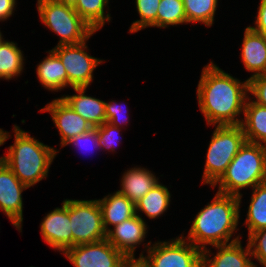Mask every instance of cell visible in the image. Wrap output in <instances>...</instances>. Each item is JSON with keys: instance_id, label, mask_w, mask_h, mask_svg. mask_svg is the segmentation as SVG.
<instances>
[{"instance_id": "obj_5", "label": "cell", "mask_w": 266, "mask_h": 267, "mask_svg": "<svg viewBox=\"0 0 266 267\" xmlns=\"http://www.w3.org/2000/svg\"><path fill=\"white\" fill-rule=\"evenodd\" d=\"M245 142L246 138L240 125H215L206 153L202 183L212 187L226 172Z\"/></svg>"}, {"instance_id": "obj_16", "label": "cell", "mask_w": 266, "mask_h": 267, "mask_svg": "<svg viewBox=\"0 0 266 267\" xmlns=\"http://www.w3.org/2000/svg\"><path fill=\"white\" fill-rule=\"evenodd\" d=\"M240 57L246 70L253 73L249 78L266 74V38L249 26L244 32Z\"/></svg>"}, {"instance_id": "obj_19", "label": "cell", "mask_w": 266, "mask_h": 267, "mask_svg": "<svg viewBox=\"0 0 266 267\" xmlns=\"http://www.w3.org/2000/svg\"><path fill=\"white\" fill-rule=\"evenodd\" d=\"M97 201L101 207L103 226L106 232L111 229L109 226L114 227L136 214L135 204L117 191Z\"/></svg>"}, {"instance_id": "obj_25", "label": "cell", "mask_w": 266, "mask_h": 267, "mask_svg": "<svg viewBox=\"0 0 266 267\" xmlns=\"http://www.w3.org/2000/svg\"><path fill=\"white\" fill-rule=\"evenodd\" d=\"M108 4L109 0H77L73 8L92 30L97 32L106 21L111 20L109 13L104 12Z\"/></svg>"}, {"instance_id": "obj_27", "label": "cell", "mask_w": 266, "mask_h": 267, "mask_svg": "<svg viewBox=\"0 0 266 267\" xmlns=\"http://www.w3.org/2000/svg\"><path fill=\"white\" fill-rule=\"evenodd\" d=\"M187 24L183 0H161L157 12V27Z\"/></svg>"}, {"instance_id": "obj_23", "label": "cell", "mask_w": 266, "mask_h": 267, "mask_svg": "<svg viewBox=\"0 0 266 267\" xmlns=\"http://www.w3.org/2000/svg\"><path fill=\"white\" fill-rule=\"evenodd\" d=\"M23 51L17 43L3 40L0 44V78L11 80L23 72L24 57Z\"/></svg>"}, {"instance_id": "obj_13", "label": "cell", "mask_w": 266, "mask_h": 267, "mask_svg": "<svg viewBox=\"0 0 266 267\" xmlns=\"http://www.w3.org/2000/svg\"><path fill=\"white\" fill-rule=\"evenodd\" d=\"M40 112H49L51 115L52 121L60 134L61 147L73 137L93 128L88 121L77 114L61 97L46 104Z\"/></svg>"}, {"instance_id": "obj_24", "label": "cell", "mask_w": 266, "mask_h": 267, "mask_svg": "<svg viewBox=\"0 0 266 267\" xmlns=\"http://www.w3.org/2000/svg\"><path fill=\"white\" fill-rule=\"evenodd\" d=\"M252 190L245 220L248 236L252 232L266 228V182L256 185Z\"/></svg>"}, {"instance_id": "obj_12", "label": "cell", "mask_w": 266, "mask_h": 267, "mask_svg": "<svg viewBox=\"0 0 266 267\" xmlns=\"http://www.w3.org/2000/svg\"><path fill=\"white\" fill-rule=\"evenodd\" d=\"M43 240L55 250L63 253L72 247L70 224V199H65L62 207L49 212L40 224Z\"/></svg>"}, {"instance_id": "obj_18", "label": "cell", "mask_w": 266, "mask_h": 267, "mask_svg": "<svg viewBox=\"0 0 266 267\" xmlns=\"http://www.w3.org/2000/svg\"><path fill=\"white\" fill-rule=\"evenodd\" d=\"M156 175L146 168L134 167L125 171L121 179V189L117 192L136 204L159 181Z\"/></svg>"}, {"instance_id": "obj_9", "label": "cell", "mask_w": 266, "mask_h": 267, "mask_svg": "<svg viewBox=\"0 0 266 267\" xmlns=\"http://www.w3.org/2000/svg\"><path fill=\"white\" fill-rule=\"evenodd\" d=\"M87 41L88 39L79 44L60 45L52 49L66 70L68 87H89L93 81L94 69L103 63L102 59L90 56L86 52Z\"/></svg>"}, {"instance_id": "obj_28", "label": "cell", "mask_w": 266, "mask_h": 267, "mask_svg": "<svg viewBox=\"0 0 266 267\" xmlns=\"http://www.w3.org/2000/svg\"><path fill=\"white\" fill-rule=\"evenodd\" d=\"M160 2L161 0H135L140 19L132 23L129 33L138 32L146 27H157V12Z\"/></svg>"}, {"instance_id": "obj_20", "label": "cell", "mask_w": 266, "mask_h": 267, "mask_svg": "<svg viewBox=\"0 0 266 267\" xmlns=\"http://www.w3.org/2000/svg\"><path fill=\"white\" fill-rule=\"evenodd\" d=\"M241 128L247 142L266 146V107L258 105L249 97L245 103Z\"/></svg>"}, {"instance_id": "obj_10", "label": "cell", "mask_w": 266, "mask_h": 267, "mask_svg": "<svg viewBox=\"0 0 266 267\" xmlns=\"http://www.w3.org/2000/svg\"><path fill=\"white\" fill-rule=\"evenodd\" d=\"M63 255L74 267H121L127 258L107 239L70 247Z\"/></svg>"}, {"instance_id": "obj_39", "label": "cell", "mask_w": 266, "mask_h": 267, "mask_svg": "<svg viewBox=\"0 0 266 267\" xmlns=\"http://www.w3.org/2000/svg\"><path fill=\"white\" fill-rule=\"evenodd\" d=\"M3 35H2V33H1V31H0V44L3 42V40H4V38L2 37Z\"/></svg>"}, {"instance_id": "obj_8", "label": "cell", "mask_w": 266, "mask_h": 267, "mask_svg": "<svg viewBox=\"0 0 266 267\" xmlns=\"http://www.w3.org/2000/svg\"><path fill=\"white\" fill-rule=\"evenodd\" d=\"M70 224L72 247L98 242L107 238V232L103 226L101 207L97 199H70Z\"/></svg>"}, {"instance_id": "obj_37", "label": "cell", "mask_w": 266, "mask_h": 267, "mask_svg": "<svg viewBox=\"0 0 266 267\" xmlns=\"http://www.w3.org/2000/svg\"><path fill=\"white\" fill-rule=\"evenodd\" d=\"M10 137V134L8 131H4L0 128V146L5 143V141Z\"/></svg>"}, {"instance_id": "obj_26", "label": "cell", "mask_w": 266, "mask_h": 267, "mask_svg": "<svg viewBox=\"0 0 266 267\" xmlns=\"http://www.w3.org/2000/svg\"><path fill=\"white\" fill-rule=\"evenodd\" d=\"M217 3L218 0H183L187 24L200 22L207 27L212 26Z\"/></svg>"}, {"instance_id": "obj_11", "label": "cell", "mask_w": 266, "mask_h": 267, "mask_svg": "<svg viewBox=\"0 0 266 267\" xmlns=\"http://www.w3.org/2000/svg\"><path fill=\"white\" fill-rule=\"evenodd\" d=\"M27 188L0 158V210L20 232L23 222L22 192Z\"/></svg>"}, {"instance_id": "obj_34", "label": "cell", "mask_w": 266, "mask_h": 267, "mask_svg": "<svg viewBox=\"0 0 266 267\" xmlns=\"http://www.w3.org/2000/svg\"><path fill=\"white\" fill-rule=\"evenodd\" d=\"M255 27L249 26L253 31L263 35L266 38V0H261L258 6Z\"/></svg>"}, {"instance_id": "obj_31", "label": "cell", "mask_w": 266, "mask_h": 267, "mask_svg": "<svg viewBox=\"0 0 266 267\" xmlns=\"http://www.w3.org/2000/svg\"><path fill=\"white\" fill-rule=\"evenodd\" d=\"M69 144H73V146H75L76 148H78L82 152H83V150L85 152H88L89 149H91V152H92V150L94 148L99 149L100 145H99V137L97 134V127H93L89 131L73 137L71 140L66 142L63 147H65ZM89 152H90V150H89Z\"/></svg>"}, {"instance_id": "obj_17", "label": "cell", "mask_w": 266, "mask_h": 267, "mask_svg": "<svg viewBox=\"0 0 266 267\" xmlns=\"http://www.w3.org/2000/svg\"><path fill=\"white\" fill-rule=\"evenodd\" d=\"M87 87H75L74 95H63L61 98L73 110L88 121L92 127H98L106 122L105 101L85 95Z\"/></svg>"}, {"instance_id": "obj_4", "label": "cell", "mask_w": 266, "mask_h": 267, "mask_svg": "<svg viewBox=\"0 0 266 267\" xmlns=\"http://www.w3.org/2000/svg\"><path fill=\"white\" fill-rule=\"evenodd\" d=\"M266 182V146L245 142L233 158L218 184V191L223 194L238 196L240 201L244 188H254Z\"/></svg>"}, {"instance_id": "obj_35", "label": "cell", "mask_w": 266, "mask_h": 267, "mask_svg": "<svg viewBox=\"0 0 266 267\" xmlns=\"http://www.w3.org/2000/svg\"><path fill=\"white\" fill-rule=\"evenodd\" d=\"M16 3V0H0V21H5L13 15Z\"/></svg>"}, {"instance_id": "obj_3", "label": "cell", "mask_w": 266, "mask_h": 267, "mask_svg": "<svg viewBox=\"0 0 266 267\" xmlns=\"http://www.w3.org/2000/svg\"><path fill=\"white\" fill-rule=\"evenodd\" d=\"M13 132L15 141L1 159L30 188L48 176L58 151L30 136L29 132L21 130L16 124Z\"/></svg>"}, {"instance_id": "obj_36", "label": "cell", "mask_w": 266, "mask_h": 267, "mask_svg": "<svg viewBox=\"0 0 266 267\" xmlns=\"http://www.w3.org/2000/svg\"><path fill=\"white\" fill-rule=\"evenodd\" d=\"M121 267H149V265L143 257L139 256L138 259L135 257H127L121 264Z\"/></svg>"}, {"instance_id": "obj_7", "label": "cell", "mask_w": 266, "mask_h": 267, "mask_svg": "<svg viewBox=\"0 0 266 267\" xmlns=\"http://www.w3.org/2000/svg\"><path fill=\"white\" fill-rule=\"evenodd\" d=\"M146 245L147 255L141 252L140 257L149 267H202V250L184 239L183 233L170 241Z\"/></svg>"}, {"instance_id": "obj_38", "label": "cell", "mask_w": 266, "mask_h": 267, "mask_svg": "<svg viewBox=\"0 0 266 267\" xmlns=\"http://www.w3.org/2000/svg\"><path fill=\"white\" fill-rule=\"evenodd\" d=\"M57 2L63 3L65 5L74 6L77 2V0H55Z\"/></svg>"}, {"instance_id": "obj_29", "label": "cell", "mask_w": 266, "mask_h": 267, "mask_svg": "<svg viewBox=\"0 0 266 267\" xmlns=\"http://www.w3.org/2000/svg\"><path fill=\"white\" fill-rule=\"evenodd\" d=\"M122 128L104 122L97 127V134L99 137V145L102 150H109L115 152L116 147L120 144L119 135Z\"/></svg>"}, {"instance_id": "obj_15", "label": "cell", "mask_w": 266, "mask_h": 267, "mask_svg": "<svg viewBox=\"0 0 266 267\" xmlns=\"http://www.w3.org/2000/svg\"><path fill=\"white\" fill-rule=\"evenodd\" d=\"M218 252L210 258L211 250H202V267H257L253 262L249 244L245 249L241 240L232 243L214 245Z\"/></svg>"}, {"instance_id": "obj_1", "label": "cell", "mask_w": 266, "mask_h": 267, "mask_svg": "<svg viewBox=\"0 0 266 267\" xmlns=\"http://www.w3.org/2000/svg\"><path fill=\"white\" fill-rule=\"evenodd\" d=\"M234 78L212 61L204 66L197 88V100L207 125H240L249 97L248 79Z\"/></svg>"}, {"instance_id": "obj_30", "label": "cell", "mask_w": 266, "mask_h": 267, "mask_svg": "<svg viewBox=\"0 0 266 267\" xmlns=\"http://www.w3.org/2000/svg\"><path fill=\"white\" fill-rule=\"evenodd\" d=\"M247 239L252 258L266 267V228L252 232Z\"/></svg>"}, {"instance_id": "obj_22", "label": "cell", "mask_w": 266, "mask_h": 267, "mask_svg": "<svg viewBox=\"0 0 266 267\" xmlns=\"http://www.w3.org/2000/svg\"><path fill=\"white\" fill-rule=\"evenodd\" d=\"M171 194L168 188L157 183L146 195L135 204V211L145 213L149 219H155L168 210Z\"/></svg>"}, {"instance_id": "obj_6", "label": "cell", "mask_w": 266, "mask_h": 267, "mask_svg": "<svg viewBox=\"0 0 266 267\" xmlns=\"http://www.w3.org/2000/svg\"><path fill=\"white\" fill-rule=\"evenodd\" d=\"M37 9L45 27L60 36V45L79 44L95 32L72 6L55 0H37Z\"/></svg>"}, {"instance_id": "obj_14", "label": "cell", "mask_w": 266, "mask_h": 267, "mask_svg": "<svg viewBox=\"0 0 266 267\" xmlns=\"http://www.w3.org/2000/svg\"><path fill=\"white\" fill-rule=\"evenodd\" d=\"M146 221L141 215L117 224L107 232V240L126 257H135V249L144 242L147 233ZM138 244V245H137Z\"/></svg>"}, {"instance_id": "obj_21", "label": "cell", "mask_w": 266, "mask_h": 267, "mask_svg": "<svg viewBox=\"0 0 266 267\" xmlns=\"http://www.w3.org/2000/svg\"><path fill=\"white\" fill-rule=\"evenodd\" d=\"M36 74L41 85L50 91L62 90L68 86V76L63 63L52 49L37 65Z\"/></svg>"}, {"instance_id": "obj_32", "label": "cell", "mask_w": 266, "mask_h": 267, "mask_svg": "<svg viewBox=\"0 0 266 267\" xmlns=\"http://www.w3.org/2000/svg\"><path fill=\"white\" fill-rule=\"evenodd\" d=\"M122 105L123 104H120V103L118 104L117 102L113 100L110 101L109 103L105 102L106 122L119 128H121L125 124L127 126L128 121H129L127 119H129V115L126 113L127 108L122 107Z\"/></svg>"}, {"instance_id": "obj_2", "label": "cell", "mask_w": 266, "mask_h": 267, "mask_svg": "<svg viewBox=\"0 0 266 267\" xmlns=\"http://www.w3.org/2000/svg\"><path fill=\"white\" fill-rule=\"evenodd\" d=\"M241 201L238 196L217 192L195 216L187 239L201 250L207 245H221L240 240L238 235L232 238L238 227Z\"/></svg>"}, {"instance_id": "obj_33", "label": "cell", "mask_w": 266, "mask_h": 267, "mask_svg": "<svg viewBox=\"0 0 266 267\" xmlns=\"http://www.w3.org/2000/svg\"><path fill=\"white\" fill-rule=\"evenodd\" d=\"M248 93L254 96L253 102L266 107V74L248 78Z\"/></svg>"}]
</instances>
